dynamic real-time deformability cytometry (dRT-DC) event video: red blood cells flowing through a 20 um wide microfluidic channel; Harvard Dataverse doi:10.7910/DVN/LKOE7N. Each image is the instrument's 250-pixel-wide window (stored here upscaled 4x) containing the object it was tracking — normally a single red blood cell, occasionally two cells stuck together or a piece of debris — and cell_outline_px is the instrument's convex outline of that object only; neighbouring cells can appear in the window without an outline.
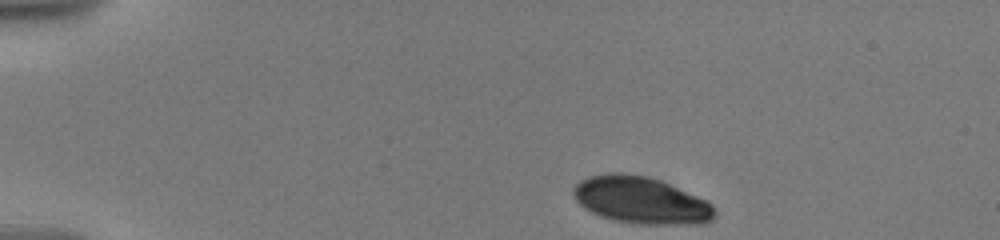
{"species": "human", "species_latin": "Homo sapiens", "temperature_condition": "warm", "stored_images_in_passage": 25, "camera_frame_rate_fps": 3000, "um_per_image_px": 0.085, "donor": {"sex": "male"}, "frame": {"image": 1, "passage_image": 1, "time_ms": 0.0, "image_size_px": [1000, 240], "cell_outline_px": [[716, 216], [712, 220], [704, 224], [640, 224], [612, 220], [592, 212], [584, 208], [576, 200], [572, 192], [572, 188], [580, 180], [588, 176], [608, 172], [620, 172], [648, 176], [660, 180], [708, 200], [712, 204], [716, 212]], "centroid_in_image_um": [54.5, 17.01], "position_along_channel_um": 30.5, "area_um2": 39.07}}
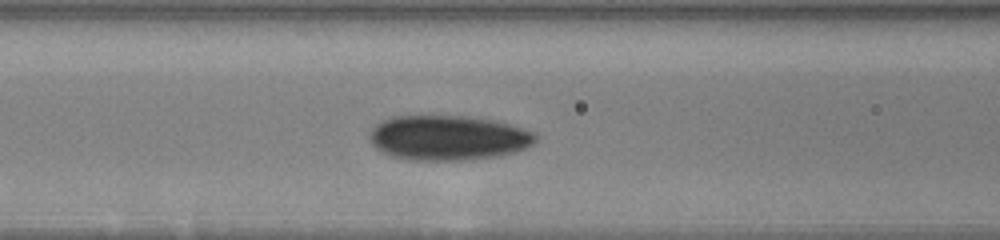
{"frame": {"image": 2, "passage_image": 16, "time_ms": 5.0, "image_size_px": [1000, 240], "cell_outline_px": [[536, 140], [532, 144], [524, 148], [512, 152], [496, 156], [464, 160], [408, 160], [392, 156], [376, 148], [368, 140], [368, 132], [376, 124], [392, 116], [468, 116], [496, 120], [536, 132]], "centroid_in_image_um": [38.06, 11.7], "position_along_channel_um": 128.5, "area_um2": 43.52}}
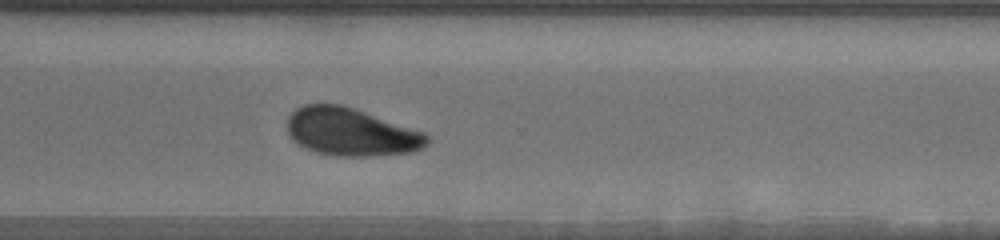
{"frame": {"image": 3, "passage_image": 25, "time_ms": 11.0, "image_size_px": [1000, 240], "cell_outline_px": [[428, 144], [424, 148], [412, 152], [368, 156], [336, 156], [316, 152], [304, 148], [292, 140], [288, 132], [288, 116], [296, 108], [304, 104], [340, 104], [424, 132], [428, 136]], "centroid_in_image_um": [29.81, 11.23], "position_along_channel_um": 340.8, "area_um2": 38.78}}